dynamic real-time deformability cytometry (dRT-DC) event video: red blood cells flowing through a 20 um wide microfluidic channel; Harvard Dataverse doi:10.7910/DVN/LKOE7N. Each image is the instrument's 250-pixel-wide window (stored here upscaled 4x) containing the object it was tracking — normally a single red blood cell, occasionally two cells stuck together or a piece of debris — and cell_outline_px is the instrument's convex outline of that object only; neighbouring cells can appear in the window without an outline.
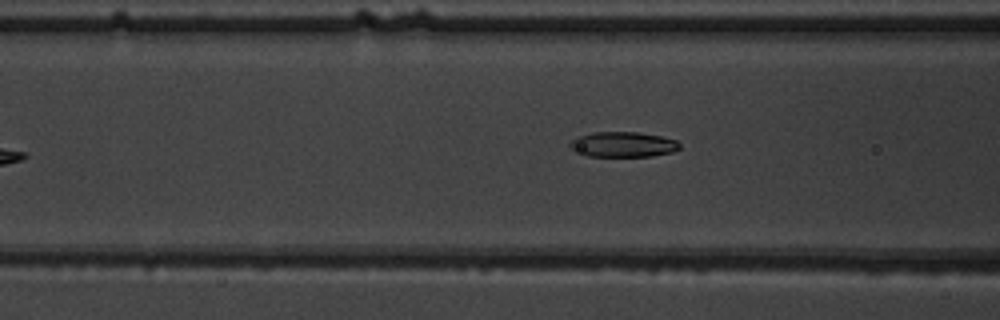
{"species": "common noctule bat (a hibernating species)", "species_latin": "Nyctalus noctula", "temperature_condition": "warm", "stored_images_in_passage": 5, "camera_frame_rate_fps": 3000, "um_per_image_px": 0.085, "animal": {"sex": "male", "body_mass_g": 19.5, "forearm_length_mm": 54.6}, "frame": {"image": 1, "passage_image": 5, "time_ms": 4.667, "image_size_px": [1000, 320], "cell_outline_px": [[680, 148], [672, 152], [652, 156], [588, 156], [572, 152], [568, 148], [568, 144], [576, 136], [592, 132], [640, 132], [660, 136], [676, 140], [680, 144]], "centroid_in_image_um": [52.88, 12.28], "position_along_channel_um": 113.7, "area_um2": 16.42}}